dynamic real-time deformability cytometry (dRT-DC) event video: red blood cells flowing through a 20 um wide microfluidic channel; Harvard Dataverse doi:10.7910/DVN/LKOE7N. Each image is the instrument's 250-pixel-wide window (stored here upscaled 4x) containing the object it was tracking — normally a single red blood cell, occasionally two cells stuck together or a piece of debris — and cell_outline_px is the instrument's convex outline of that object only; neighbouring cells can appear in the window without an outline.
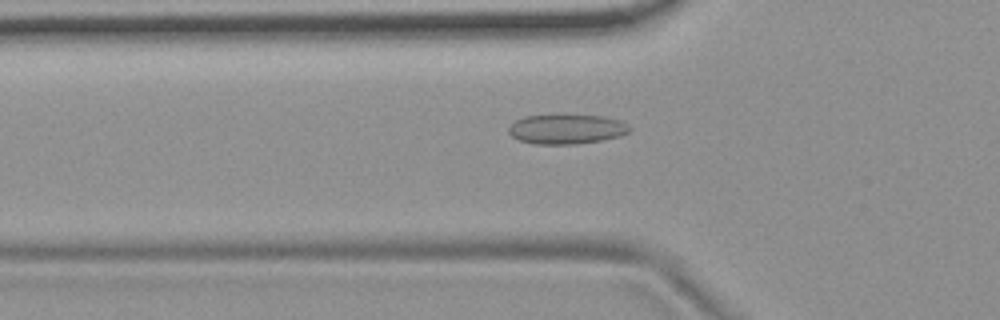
{"species": "common noctule bat (a hibernating species)", "species_latin": "Nyctalus noctula", "temperature_condition": "room temperature", "stored_images_in_passage": 54, "camera_frame_rate_fps": 3000, "um_per_image_px": 0.085, "animal": {"sex": "female", "body_mass_g": 19.9}, "frame": {"image": 1, "passage_image": 18, "time_ms": 5.667, "image_size_px": [1000, 320], "cell_outline_px": [[632, 128], [628, 132], [620, 136], [600, 140], [576, 144], [532, 144], [520, 140], [512, 136], [508, 132], [508, 128], [516, 120], [524, 116], [604, 116], [620, 120], [628, 124]], "centroid_in_image_um": [48.17, 10.99], "position_along_channel_um": 77.6, "area_um2": 20.63}}
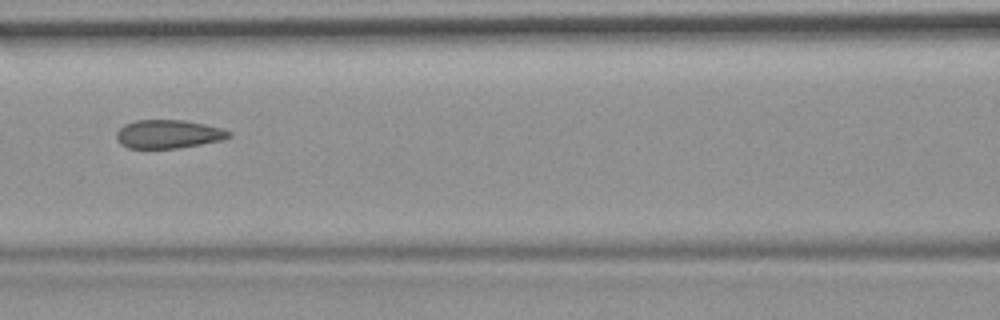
{"frame": {"image": 2, "passage_image": 24, "time_ms": 7.667, "image_size_px": [1000, 320], "cell_outline_px": [[232, 136], [224, 140], [176, 148], [128, 148], [120, 144], [116, 140], [116, 132], [124, 124], [136, 120], [184, 120], [204, 124], [220, 128], [232, 132]], "centroid_in_image_um": [14.3, 11.4], "position_along_channel_um": 152.3, "area_um2": 18.73}}
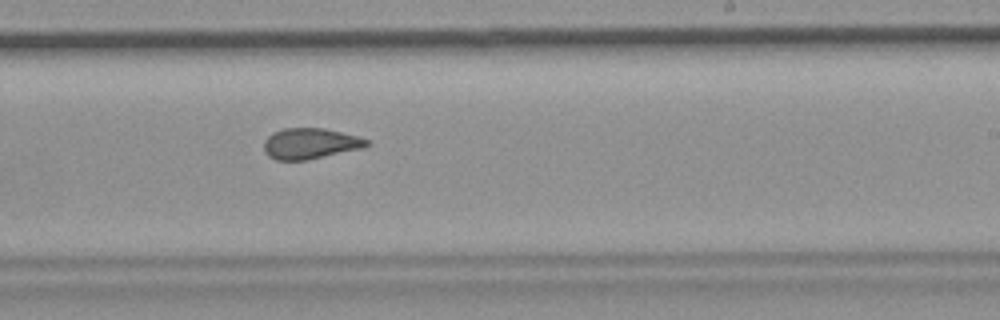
{"frame": {"image": 3, "passage_image": 33, "time_ms": 10.667, "image_size_px": [1000, 320], "cell_outline_px": [[372, 144], [364, 148], [308, 160], [276, 160], [268, 156], [264, 152], [264, 140], [272, 132], [284, 128], [324, 128], [356, 136], [368, 140]], "centroid_in_image_um": [26.36, 12.21], "position_along_channel_um": 262.6, "area_um2": 18.61}, "authors_computed_cell_mechanics": {"area_um2": 19.7965, "velocity_mm_per_s": 3.7023, "shape_relaxation_time_tau1_ms": null, "shape_relaxation_time_tau2_ms": 1.7221, "deformation_change_tau1": null, "deformation_change_tau2": 0.0624}}